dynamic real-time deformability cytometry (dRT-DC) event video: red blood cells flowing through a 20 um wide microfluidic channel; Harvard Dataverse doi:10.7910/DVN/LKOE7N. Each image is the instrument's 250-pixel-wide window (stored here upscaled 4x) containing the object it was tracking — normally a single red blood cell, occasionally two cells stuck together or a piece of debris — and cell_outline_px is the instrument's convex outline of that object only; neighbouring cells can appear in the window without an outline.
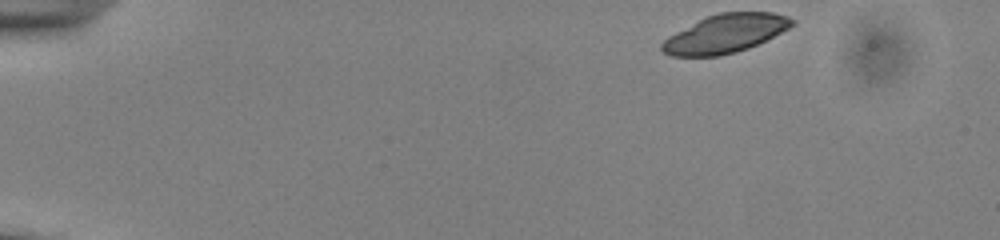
{"species": "common noctule bat (a hibernating species)", "species_latin": "Nyctalus noctula", "temperature_condition": "cold", "stored_images_in_passage": 47, "camera_frame_rate_fps": 3000, "um_per_image_px": 0.085, "animal": {"sex": "male", "body_mass_g": 13.0, "forearm_length_mm": 53.1}, "frame": {"image": 1, "passage_image": 1, "time_ms": 0.0, "image_size_px": [1000, 240], "cell_outline_px": [[796, 24], [748, 48], [736, 52], [720, 56], [672, 56], [664, 52], [660, 48], [660, 44], [668, 36], [708, 16], [720, 12], [772, 12], [788, 16], [796, 20]], "centroid_in_image_um": [61.66, 2.86], "position_along_channel_um": 23.3, "area_um2": 28.84}}
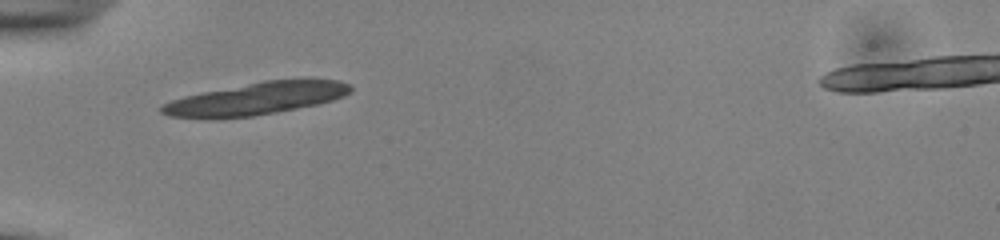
{"frame": {"image": 2, "passage_image": 12, "time_ms": 3.667, "image_size_px": [1000, 240], "cell_outline_px": [[352, 92], [344, 96], [332, 100], [316, 104], [276, 112], [252, 116], [204, 120], [168, 116], [160, 112], [160, 104], [184, 96], [264, 80], [340, 80], [352, 84]], "centroid_in_image_um": [21.71, 8.41], "position_along_channel_um": 63.3, "area_um2": 35.66}}